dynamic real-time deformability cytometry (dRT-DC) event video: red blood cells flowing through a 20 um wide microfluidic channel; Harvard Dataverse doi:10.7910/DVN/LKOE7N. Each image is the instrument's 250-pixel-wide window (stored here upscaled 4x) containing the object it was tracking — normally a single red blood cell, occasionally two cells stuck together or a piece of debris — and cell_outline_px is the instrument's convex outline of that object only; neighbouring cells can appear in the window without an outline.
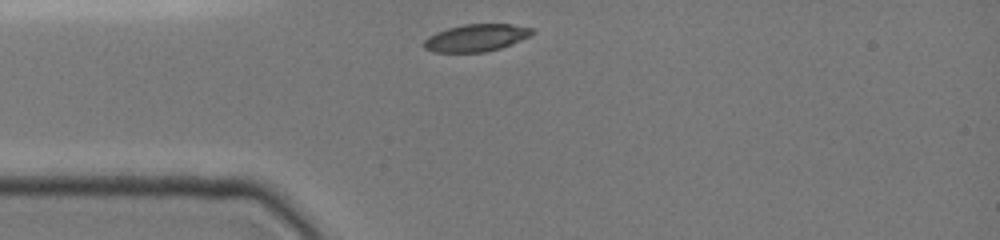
{"species": "common noctule bat (a hibernating species)", "species_latin": "Nyctalus noctula", "temperature_condition": "cold", "stored_images_in_passage": 43, "camera_frame_rate_fps": 3000, "um_per_image_px": 0.085, "animal": {"sex": "female", "body_mass_g": 19.0, "forearm_length_mm": 51.5}, "frame": {"image": 1, "passage_image": 1, "time_ms": 0.0, "image_size_px": [1000, 240], "cell_outline_px": [[536, 32], [520, 40], [500, 48], [484, 52], [432, 52], [424, 48], [420, 44], [428, 36], [436, 32], [448, 28], [464, 24], [512, 24], [532, 28]], "centroid_in_image_um": [40.42, 3.21], "position_along_channel_um": 44.6, "area_um2": 17.22}}
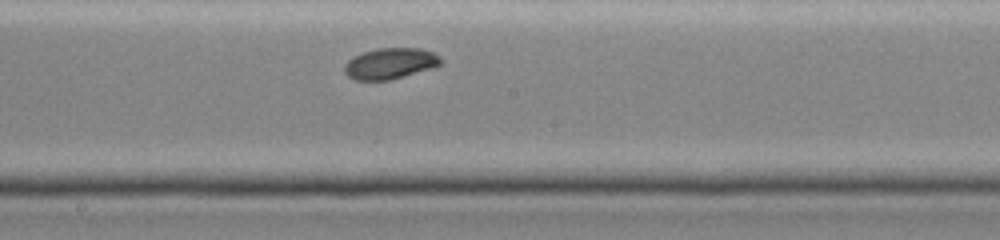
{"frame": {"image": 2, "passage_image": 18, "time_ms": 4.667, "image_size_px": [1000, 240], "cell_outline_px": [[444, 64], [404, 76], [388, 80], [356, 80], [348, 76], [344, 72], [344, 64], [352, 56], [364, 52], [380, 48], [420, 48], [432, 52], [440, 56], [444, 60]], "centroid_in_image_um": [33.18, 5.39], "position_along_channel_um": 215.0, "area_um2": 17.46}}
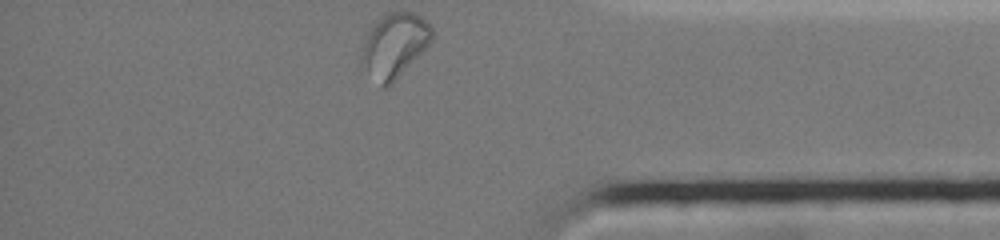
{"frame": {"image": 3, "passage_image": 42, "time_ms": 9.667, "image_size_px": [1000, 240], "cell_outline_px": [[432, 40], [396, 80], [388, 88], [380, 88], [360, 72], [360, 60], [364, 44], [368, 32], [376, 20], [388, 12], [412, 12], [420, 16], [432, 28]], "centroid_in_image_um": [33.44, 3.95], "position_along_channel_um": 401.8, "area_um2": 26.82}, "authors_computed_cell_mechanics": {"area_um2": 17.8024, "velocity_mm_per_s": 3.8984, "shape_relaxation_time_tau1_ms": 6.4644, "shape_relaxation_time_tau2_ms": null, "deformation_change_tau1": 0.1364, "deformation_change_tau2": null}}